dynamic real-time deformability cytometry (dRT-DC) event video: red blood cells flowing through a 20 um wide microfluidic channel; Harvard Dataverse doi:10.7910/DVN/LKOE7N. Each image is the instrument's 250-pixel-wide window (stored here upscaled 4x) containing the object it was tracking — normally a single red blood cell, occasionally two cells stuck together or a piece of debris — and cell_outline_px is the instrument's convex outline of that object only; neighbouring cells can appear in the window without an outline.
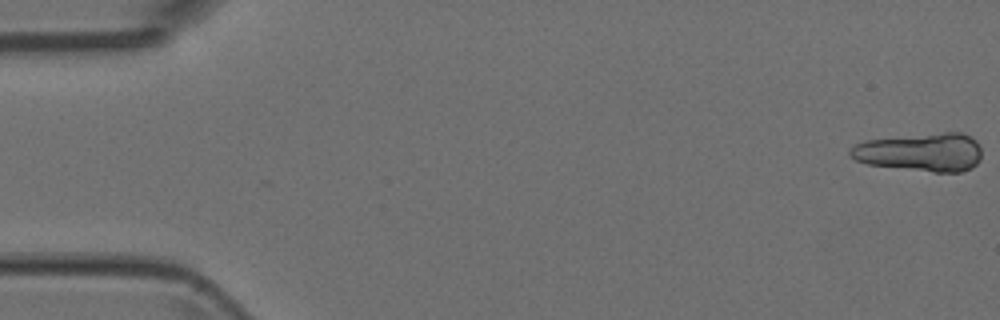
{"species": "Egyptian fruit bat (a non-hibernating species)", "species_latin": "Rousettus aegyptiacus", "temperature_condition": "room temperature", "stored_images_in_passage": 5, "camera_frame_rate_fps": 3000, "um_per_image_px": 0.085, "animal": {"sex": "female"}, "frame": {"image": 1, "passage_image": 1, "time_ms": 0.0, "image_size_px": [1000, 320], "cell_outline_px": [[980, 160], [972, 168], [964, 172], [932, 172], [868, 164], [856, 160], [848, 152], [856, 144], [864, 140], [944, 132], [960, 132], [972, 136], [976, 140], [980, 148]], "centroid_in_image_um": [78.31, 12.94], "position_along_channel_um": 6.7, "area_um2": 29.42}}